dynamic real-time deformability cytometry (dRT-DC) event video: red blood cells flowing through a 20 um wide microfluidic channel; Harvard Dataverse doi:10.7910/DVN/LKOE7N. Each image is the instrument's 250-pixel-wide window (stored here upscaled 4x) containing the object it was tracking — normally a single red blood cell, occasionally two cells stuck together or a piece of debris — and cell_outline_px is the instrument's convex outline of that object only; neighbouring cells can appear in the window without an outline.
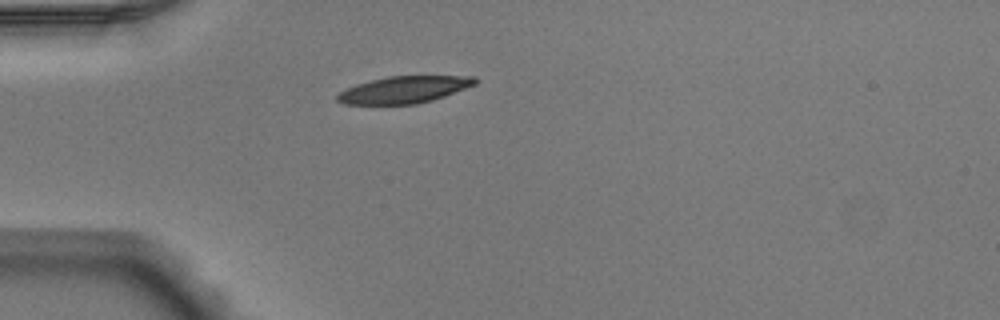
{"species": "Egyptian fruit bat (a non-hibernating species)", "species_latin": "Rousettus aegyptiacus", "temperature_condition": "warm", "stored_images_in_passage": 32, "camera_frame_rate_fps": 3000, "um_per_image_px": 0.085, "animal": {"sex": "male"}, "frame": {"image": 1, "passage_image": 1, "time_ms": 0.0, "image_size_px": [1000, 320], "cell_outline_px": [[480, 80], [476, 84], [444, 96], [432, 100], [416, 104], [344, 104], [336, 100], [336, 96], [340, 92], [356, 84], [388, 76], [476, 76]], "centroid_in_image_um": [34.37, 7.62], "position_along_channel_um": 50.6, "area_um2": 21.5}}
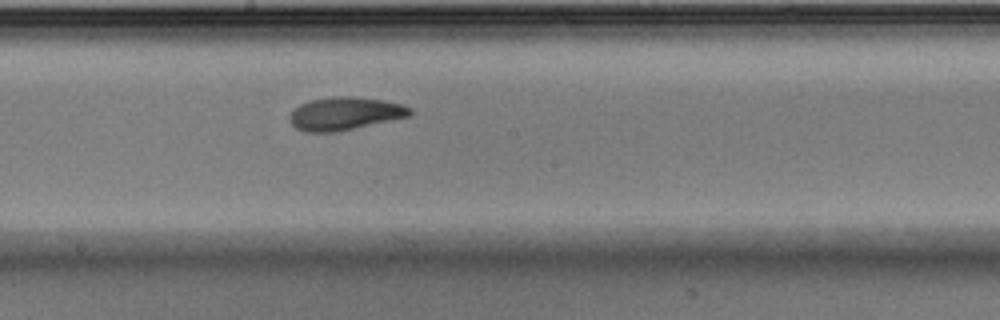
{"frame": {"image": 2, "passage_image": 15, "time_ms": 4.667, "image_size_px": [1000, 320], "cell_outline_px": [[412, 116], [336, 132], [304, 132], [296, 128], [288, 120], [288, 116], [300, 104], [312, 100], [328, 96], [352, 96], [384, 100], [400, 104], [412, 108]], "centroid_in_image_um": [29.32, 9.65], "position_along_channel_um": 218.9, "area_um2": 23.29}}
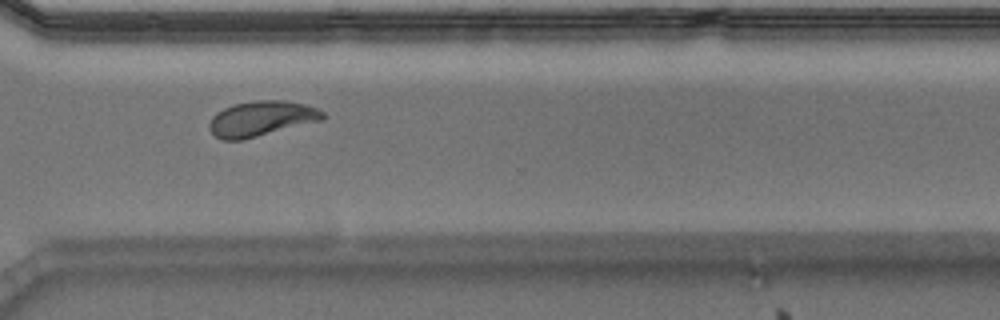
{"frame": {"image": 3, "passage_image": 25, "time_ms": 8.0, "image_size_px": [1000, 320], "cell_outline_px": [[324, 120], [244, 140], [220, 140], [208, 128], [208, 124], [212, 116], [216, 112], [232, 104], [256, 100], [284, 100], [304, 104], [316, 108], [324, 112]], "centroid_in_image_um": [22.2, 10.09], "position_along_channel_um": 348.4, "area_um2": 23.58}, "authors_computed_cell_mechanics": {"area_um2": 23.0622, "velocity_mm_per_s": 3.8948, "shape_relaxation_time_tau1_ms": 4.0026, "shape_relaxation_time_tau2_ms": 2.1395, "deformation_change_tau1": 0.1668, "deformation_change_tau2": 0.0592}}